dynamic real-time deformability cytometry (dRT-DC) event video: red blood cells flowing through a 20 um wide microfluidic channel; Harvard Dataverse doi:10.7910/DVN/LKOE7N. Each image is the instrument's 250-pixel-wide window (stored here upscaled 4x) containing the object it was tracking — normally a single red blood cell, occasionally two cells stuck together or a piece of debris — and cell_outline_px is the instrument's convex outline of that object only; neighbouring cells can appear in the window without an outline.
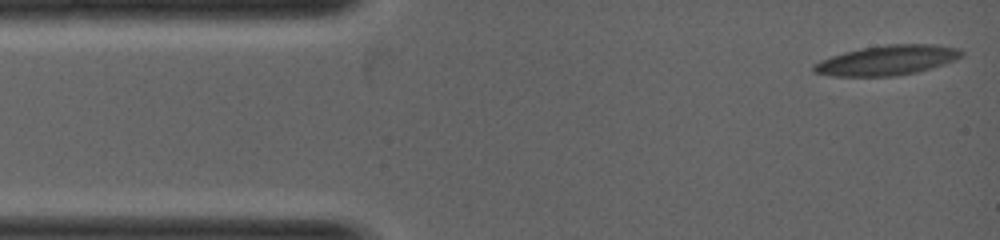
{"species": "common noctule bat (a hibernating species)", "species_latin": "Nyctalus noctula", "temperature_condition": "warm", "stored_images_in_passage": 9, "camera_frame_rate_fps": 5000, "um_per_image_px": 0.085, "animal": {"sex": "female", "body_mass_g": 19.0, "forearm_length_mm": 53.3}, "frame": {"image": 1, "passage_image": 1, "time_ms": 0.0, "image_size_px": [1000, 240], "cell_outline_px": [[964, 56], [956, 60], [932, 68], [916, 72], [896, 76], [832, 76], [812, 72], [812, 64], [820, 60], [844, 52], [864, 48], [888, 44], [936, 44], [960, 48], [964, 52]], "centroid_in_image_um": [75.44, 5.12], "position_along_channel_um": 9.6, "area_um2": 25.89}}
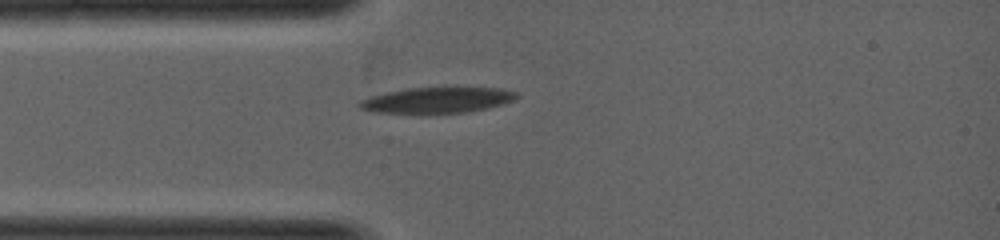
{"frame": {"image": 2, "passage_image": 6, "time_ms": 1.4, "image_size_px": [1000, 240], "cell_outline_px": [[520, 96], [504, 104], [488, 108], [468, 112], [420, 116], [376, 112], [360, 108], [356, 104], [360, 100], [368, 96], [408, 88], [500, 88], [516, 92]], "centroid_in_image_um": [37.1, 8.56], "position_along_channel_um": 47.9, "area_um2": 24.45}}
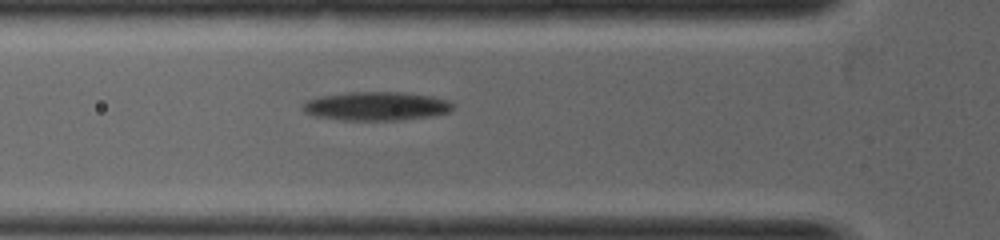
{"frame": {"image": 3, "passage_image": 9, "time_ms": 2.0, "image_size_px": [1000, 240], "cell_outline_px": [[456, 108], [448, 112], [436, 116], [400, 120], [340, 120], [316, 116], [304, 112], [300, 104], [308, 100], [320, 96], [348, 92], [400, 92], [432, 96], [448, 100]], "centroid_in_image_um": [32.0, 9.03], "position_along_channel_um": 93.8, "area_um2": 25.37}}